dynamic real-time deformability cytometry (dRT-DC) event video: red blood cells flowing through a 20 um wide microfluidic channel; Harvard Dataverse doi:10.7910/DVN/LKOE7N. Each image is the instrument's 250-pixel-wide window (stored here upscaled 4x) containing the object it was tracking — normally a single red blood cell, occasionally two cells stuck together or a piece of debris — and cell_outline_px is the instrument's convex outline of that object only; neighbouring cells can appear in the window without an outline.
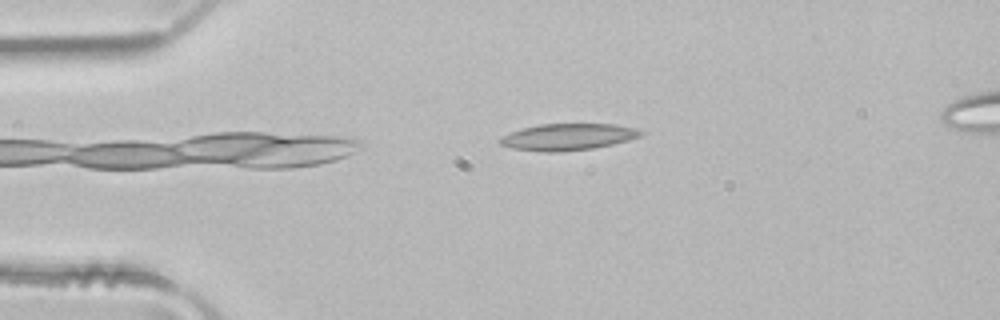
{"species": "common noctule bat (a hibernating species)", "species_latin": "Nyctalus noctula", "temperature_condition": "room temperature", "stored_images_in_passage": 5, "camera_frame_rate_fps": 3000, "um_per_image_px": 0.085, "animal": {"sex": "male", "body_mass_g": 21.5, "forearm_length_mm": 52.0}, "frame": {"image": 1, "passage_image": 3, "time_ms": 0.667, "image_size_px": [1000, 320], "cell_outline_px": [[644, 132], [640, 136], [628, 140], [612, 144], [592, 148], [560, 152], [544, 152], [512, 148], [500, 144], [496, 140], [500, 136], [524, 128], [540, 124], [616, 124], [636, 128]], "centroid_in_image_um": [48.25, 11.64], "position_along_channel_um": 36.8, "area_um2": 21.79}}